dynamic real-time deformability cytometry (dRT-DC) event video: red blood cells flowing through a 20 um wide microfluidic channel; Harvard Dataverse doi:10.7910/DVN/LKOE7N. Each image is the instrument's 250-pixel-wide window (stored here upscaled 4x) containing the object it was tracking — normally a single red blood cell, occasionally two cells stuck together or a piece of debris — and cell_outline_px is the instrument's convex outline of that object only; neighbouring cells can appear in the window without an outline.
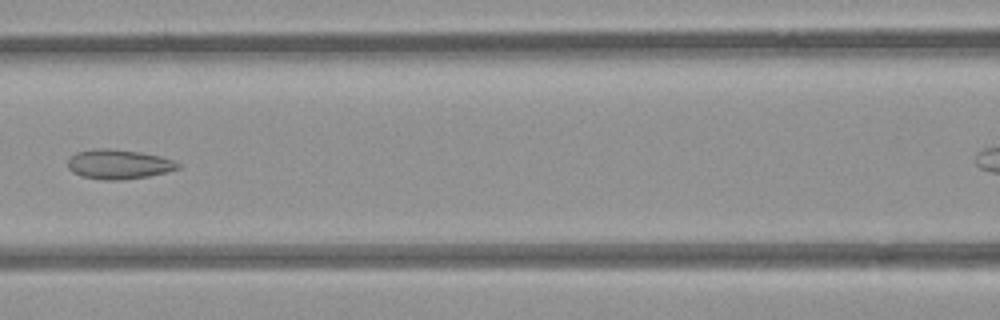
{"species": "common noctule bat (a hibernating species)", "species_latin": "Nyctalus noctula", "temperature_condition": "room temperature", "stored_images_in_passage": 10, "camera_frame_rate_fps": 3000, "um_per_image_px": 0.085, "animal": {"sex": "female", "body_mass_g": 21.9}, "frame": {"image": 1, "passage_image": 5, "time_ms": 1.333, "image_size_px": [1000, 320], "cell_outline_px": [[180, 168], [148, 176], [120, 180], [104, 180], [84, 176], [72, 172], [68, 168], [68, 160], [76, 152], [100, 148], [104, 148], [140, 152], [160, 156], [172, 160], [180, 164]], "centroid_in_image_um": [10.08, 13.96], "position_along_channel_um": 156.5, "area_um2": 18.67}}
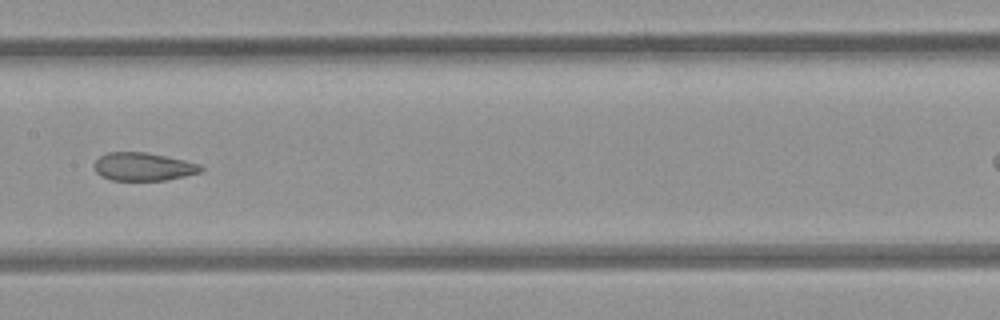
{"frame": {"image": 2, "passage_image": 6, "time_ms": 1.667, "image_size_px": [1000, 320], "cell_outline_px": [[204, 172], [164, 180], [112, 180], [100, 176], [96, 172], [96, 160], [100, 156], [108, 152], [144, 152], [184, 160], [200, 164], [204, 168]], "centroid_in_image_um": [12.21, 14.17], "position_along_channel_um": 195.2, "area_um2": 17.34}}